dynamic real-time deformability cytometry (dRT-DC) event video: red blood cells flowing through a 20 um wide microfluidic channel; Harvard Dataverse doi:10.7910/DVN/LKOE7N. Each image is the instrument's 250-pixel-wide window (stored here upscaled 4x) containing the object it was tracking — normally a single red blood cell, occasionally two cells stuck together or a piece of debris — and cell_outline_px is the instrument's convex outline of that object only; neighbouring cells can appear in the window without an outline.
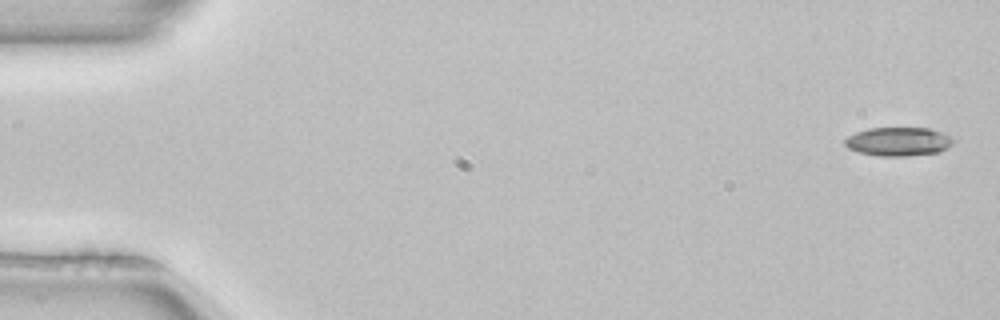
{"species": "common noctule bat (a hibernating species)", "species_latin": "Nyctalus noctula", "temperature_condition": "room temperature", "stored_images_in_passage": 4, "camera_frame_rate_fps": 3000, "um_per_image_px": 0.085, "animal": {"sex": "female", "body_mass_g": 22.7, "forearm_length_mm": 54.2}, "frame": {"image": 1, "passage_image": 1, "time_ms": 0.0, "image_size_px": [1000, 320], "cell_outline_px": [[952, 144], [948, 148], [940, 152], [908, 156], [880, 156], [860, 152], [848, 148], [844, 144], [844, 140], [848, 136], [856, 132], [868, 128], [928, 128], [952, 136]], "centroid_in_image_um": [76.37, 12.03], "position_along_channel_um": 8.6, "area_um2": 18.15}}
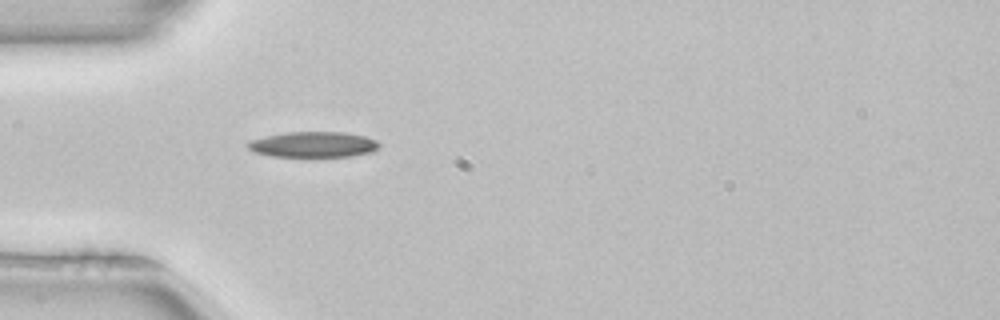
{"frame": {"image": 2, "passage_image": 4, "time_ms": 1.0, "image_size_px": [1000, 320], "cell_outline_px": [[380, 148], [372, 152], [352, 156], [272, 156], [252, 152], [244, 144], [248, 140], [264, 136], [284, 132], [344, 132], [364, 136], [376, 140], [380, 144]], "centroid_in_image_um": [26.59, 12.28], "position_along_channel_um": 58.4, "area_um2": 19.83}}